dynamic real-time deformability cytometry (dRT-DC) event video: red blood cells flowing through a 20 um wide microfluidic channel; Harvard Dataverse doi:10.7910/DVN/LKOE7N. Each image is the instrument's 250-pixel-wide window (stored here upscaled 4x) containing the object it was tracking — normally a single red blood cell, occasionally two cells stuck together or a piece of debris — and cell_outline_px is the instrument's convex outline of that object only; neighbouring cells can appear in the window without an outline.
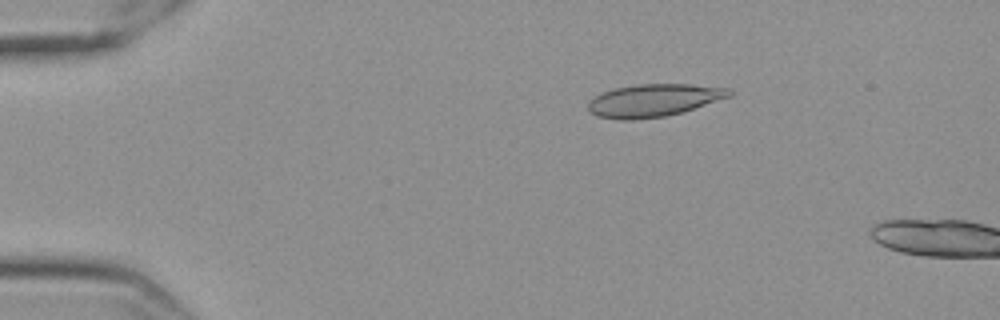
{"species": "Egyptian fruit bat (a non-hibernating species)", "species_latin": "Rousettus aegyptiacus", "temperature_condition": "cold", "stored_images_in_passage": 10, "camera_frame_rate_fps": 3000, "um_per_image_px": 0.085, "frame": {"image": 1, "passage_image": 6, "time_ms": 1.667, "image_size_px": [1000, 320], "cell_outline_px": [[732, 96], [680, 112], [664, 116], [632, 120], [620, 120], [596, 116], [588, 112], [588, 100], [604, 92], [616, 88], [636, 84], [692, 84], [732, 88]], "centroid_in_image_um": [55.55, 8.52], "position_along_channel_um": 29.4, "area_um2": 26.82}}